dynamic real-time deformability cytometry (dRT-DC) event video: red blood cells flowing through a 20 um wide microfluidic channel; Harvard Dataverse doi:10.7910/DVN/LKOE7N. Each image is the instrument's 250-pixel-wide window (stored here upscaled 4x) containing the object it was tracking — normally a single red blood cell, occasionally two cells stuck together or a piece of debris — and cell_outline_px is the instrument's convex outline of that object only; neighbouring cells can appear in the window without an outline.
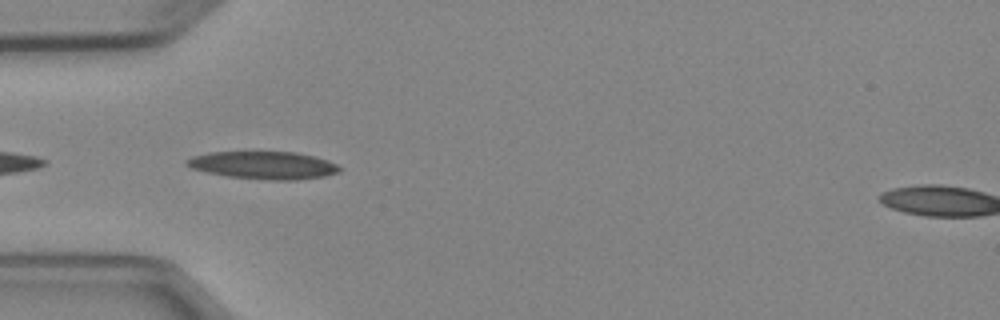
{"species": "Egyptian fruit bat (a non-hibernating species)", "species_latin": "Rousettus aegyptiacus", "temperature_condition": "cold", "stored_images_in_passage": 6, "camera_frame_rate_fps": 3000, "um_per_image_px": 0.085, "animal": {"sex": "female"}, "frame": {"image": 1, "passage_image": 3, "time_ms": 3.333, "image_size_px": [1000, 320], "cell_outline_px": [[344, 168], [340, 172], [324, 176], [296, 180], [268, 180], [228, 176], [208, 172], [192, 168], [184, 164], [184, 160], [192, 156], [208, 152], [296, 152], [328, 160]], "centroid_in_image_um": [22.41, 14.04], "position_along_channel_um": 62.6, "area_um2": 24.68}}